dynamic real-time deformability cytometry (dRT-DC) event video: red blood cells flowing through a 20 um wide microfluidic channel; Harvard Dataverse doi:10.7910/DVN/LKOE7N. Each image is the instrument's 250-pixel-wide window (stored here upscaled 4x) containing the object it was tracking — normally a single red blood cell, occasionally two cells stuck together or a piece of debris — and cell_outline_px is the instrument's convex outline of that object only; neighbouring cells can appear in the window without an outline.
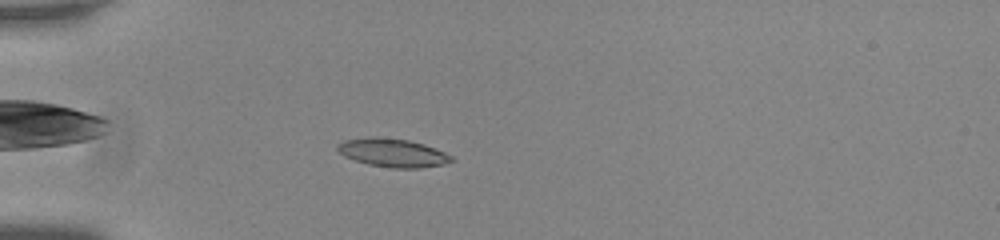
{"species": "common noctule bat (a hibernating species)", "species_latin": "Nyctalus noctula", "temperature_condition": "room temperature", "stored_images_in_passage": 56, "camera_frame_rate_fps": 3000, "um_per_image_px": 0.085, "animal": {"sex": "male", "body_mass_g": 20.0, "forearm_length_mm": 53.3}, "frame": {"image": 1, "passage_image": 17, "time_ms": 5.333, "image_size_px": [1000, 240], "cell_outline_px": [[456, 160], [444, 164], [420, 168], [392, 168], [368, 164], [344, 156], [336, 148], [336, 144], [344, 140], [372, 136], [376, 136], [408, 140], [424, 144], [444, 152], [452, 156]], "centroid_in_image_um": [33.38, 12.98], "position_along_channel_um": 51.6, "area_um2": 18.9}}
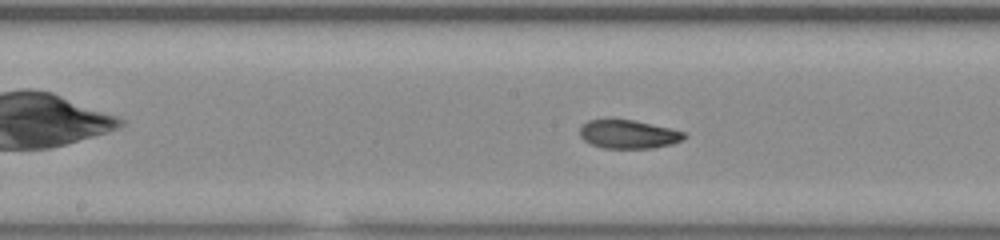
{"frame": {"image": 2, "passage_image": 30, "time_ms": 9.667, "image_size_px": [1000, 240], "cell_outline_px": [[688, 136], [684, 140], [672, 144], [652, 148], [604, 148], [592, 144], [584, 140], [580, 136], [580, 128], [588, 120], [632, 120], [668, 128], [684, 132]], "centroid_in_image_um": [53.44, 11.43], "position_along_channel_um": 194.8, "area_um2": 17.11}}
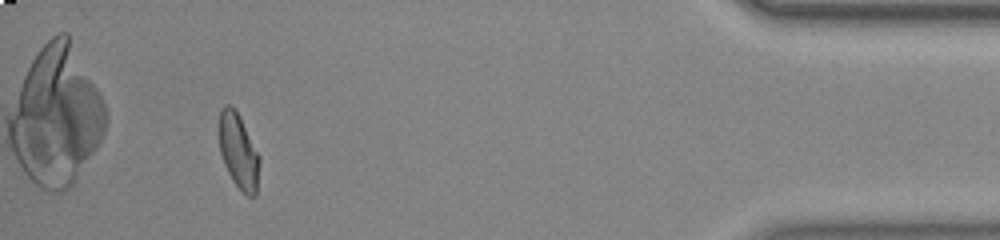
{"frame": {"image": 3, "passage_image": 52, "time_ms": 17.0, "image_size_px": [1000, 240], "cell_outline_px": [[260, 164], [256, 196], [248, 196], [232, 180], [224, 164], [220, 152], [220, 108], [224, 104], [228, 104], [236, 112], [260, 156]], "centroid_in_image_um": [20.29, 12.9], "position_along_channel_um": 414.9, "area_um2": 17.22}, "authors_computed_cell_mechanics": {"area_um2": 17.8602, "velocity_mm_per_s": 3.7459, "shape_relaxation_time_tau1_ms": 6.3546, "shape_relaxation_time_tau2_ms": 1.9274, "deformation_change_tau1": 0.207, "deformation_change_tau2": 0.0734}}